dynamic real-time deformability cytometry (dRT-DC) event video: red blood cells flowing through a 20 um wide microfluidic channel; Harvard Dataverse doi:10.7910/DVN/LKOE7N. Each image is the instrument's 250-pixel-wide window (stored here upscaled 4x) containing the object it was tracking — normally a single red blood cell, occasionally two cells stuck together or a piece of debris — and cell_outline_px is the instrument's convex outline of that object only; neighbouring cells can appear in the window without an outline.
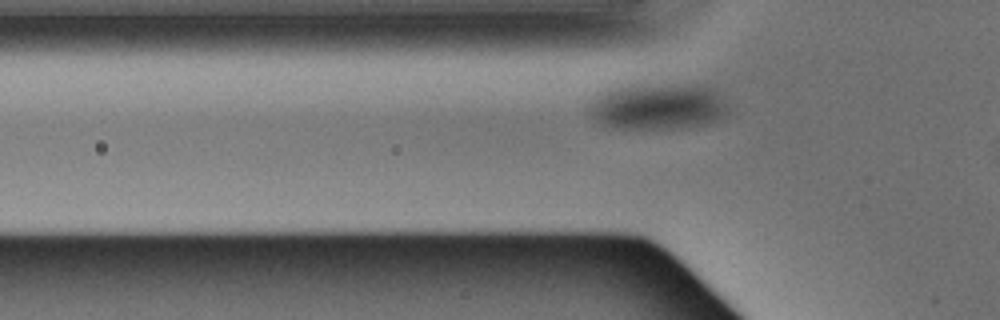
{"species": "Egyptian fruit bat (a non-hibernating species)", "species_latin": "Rousettus aegyptiacus", "temperature_condition": "warm", "stored_images_in_passage": 4, "camera_frame_rate_fps": 3000, "um_per_image_px": 0.085, "animal": {"sex": "male"}, "frame": {"image": 1, "passage_image": 3, "time_ms": 0.667, "image_size_px": [1000, 320], "cell_outline_px": [[728, 112], [716, 120], [708, 124], [696, 128], [612, 128], [596, 120], [592, 112], [592, 108], [608, 92], [644, 88], [708, 88], [716, 92], [724, 104]], "centroid_in_image_um": [56.06, 9.2], "position_along_channel_um": 69.7, "area_um2": 33.76}}